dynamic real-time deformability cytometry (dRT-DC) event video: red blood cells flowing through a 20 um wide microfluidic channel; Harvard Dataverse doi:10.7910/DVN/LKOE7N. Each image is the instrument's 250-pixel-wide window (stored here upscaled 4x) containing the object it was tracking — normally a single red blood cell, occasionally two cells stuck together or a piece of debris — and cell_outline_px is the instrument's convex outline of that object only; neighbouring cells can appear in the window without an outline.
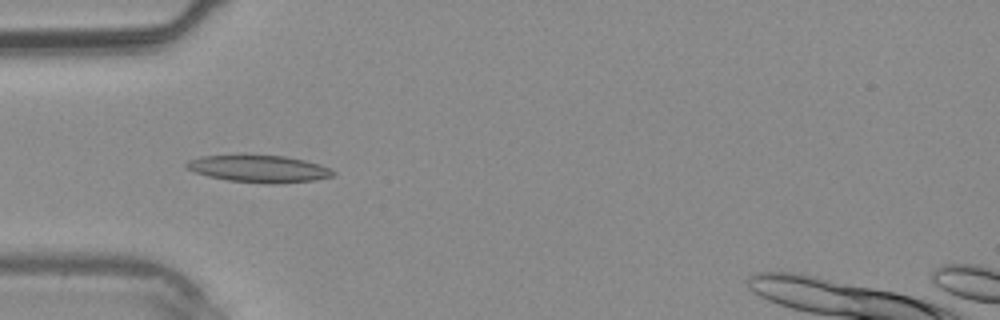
{"species": "common noctule bat (a hibernating species)", "species_latin": "Nyctalus noctula", "temperature_condition": "warm", "stored_images_in_passage": 6, "camera_frame_rate_fps": 3000, "um_per_image_px": 0.085, "animal": {"sex": "male", "body_mass_g": 20.4}, "frame": {"image": 1, "passage_image": 4, "time_ms": 1.0, "image_size_px": [1000, 320], "cell_outline_px": [[336, 176], [316, 180], [272, 184], [268, 184], [228, 180], [208, 176], [184, 168], [184, 164], [188, 160], [200, 156], [240, 152], [244, 152], [284, 156], [304, 160], [320, 164], [336, 172]], "centroid_in_image_um": [21.95, 14.3], "position_along_channel_um": 63.0, "area_um2": 24.28}}